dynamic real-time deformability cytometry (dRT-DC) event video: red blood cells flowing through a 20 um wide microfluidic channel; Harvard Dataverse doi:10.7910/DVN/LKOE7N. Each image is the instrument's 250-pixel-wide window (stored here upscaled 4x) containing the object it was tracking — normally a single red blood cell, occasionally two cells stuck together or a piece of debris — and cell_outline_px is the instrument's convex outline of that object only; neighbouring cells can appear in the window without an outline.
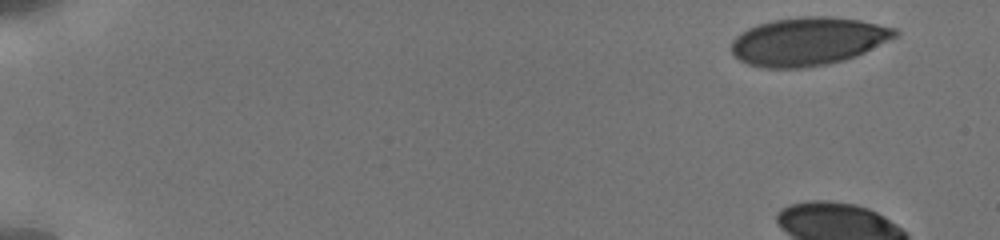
{"species": "human", "species_latin": "Homo sapiens", "temperature_condition": "cold", "stored_images_in_passage": 9, "camera_frame_rate_fps": 3000, "um_per_image_px": 0.085, "donor": {"sex": "male"}, "frame": {"image": 1, "passage_image": 1, "time_ms": 0.0, "image_size_px": [1000, 240], "cell_outline_px": [[900, 36], [856, 56], [844, 60], [828, 64], [804, 68], [764, 68], [748, 64], [740, 60], [732, 52], [732, 40], [740, 32], [748, 28], [772, 20], [800, 16], [832, 16], [860, 20], [896, 28], [900, 32]], "centroid_in_image_um": [68.73, 3.51], "position_along_channel_um": 16.3, "area_um2": 46.3}}
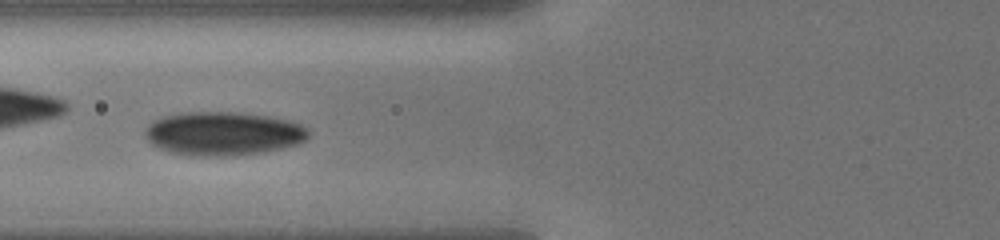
{"frame": {"image": 2, "passage_image": 8, "time_ms": 7.0, "image_size_px": [1000, 240], "cell_outline_px": [[308, 136], [304, 140], [296, 144], [284, 148], [264, 152], [236, 156], [188, 156], [168, 152], [156, 148], [144, 136], [144, 128], [152, 120], [160, 116], [180, 112], [240, 112], [268, 116], [292, 120], [308, 128]], "centroid_in_image_um": [18.91, 11.35], "position_along_channel_um": 106.9, "area_um2": 42.48}}
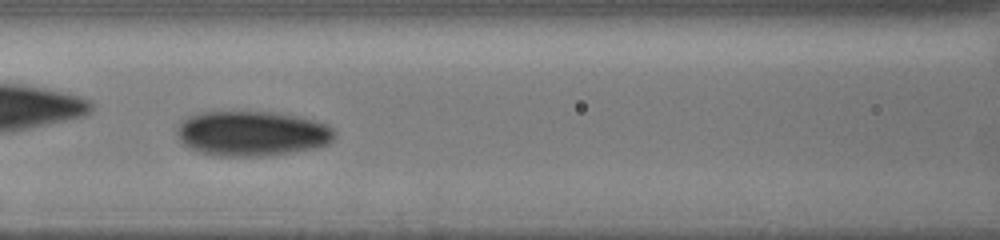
{"frame": {"image": 3, "passage_image": 9, "time_ms": 8.0, "image_size_px": [1000, 240], "cell_outline_px": [[336, 136], [328, 144], [316, 148], [272, 156], [212, 156], [196, 152], [188, 148], [180, 140], [176, 132], [176, 128], [188, 116], [196, 112], [272, 112], [296, 116], [316, 120], [328, 124], [336, 132]], "centroid_in_image_um": [21.42, 11.36], "position_along_channel_um": 145.2, "area_um2": 41.96}}